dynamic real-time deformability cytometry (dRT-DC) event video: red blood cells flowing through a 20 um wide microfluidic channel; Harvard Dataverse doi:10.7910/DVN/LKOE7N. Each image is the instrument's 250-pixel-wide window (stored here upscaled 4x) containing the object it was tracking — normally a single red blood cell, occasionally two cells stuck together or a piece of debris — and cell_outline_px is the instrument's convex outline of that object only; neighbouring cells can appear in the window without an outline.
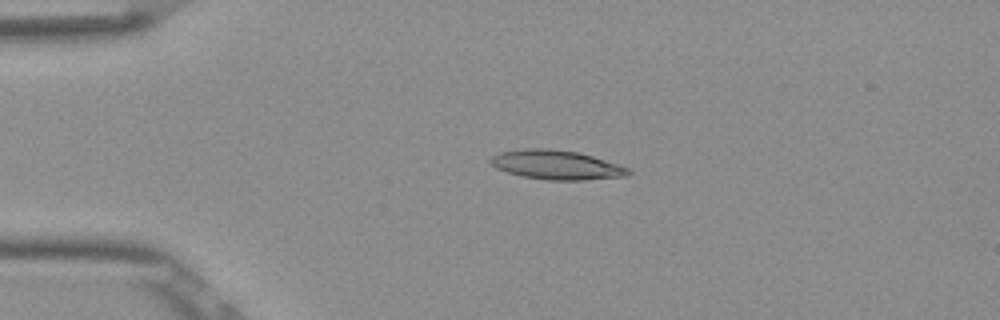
{"species": "Egyptian fruit bat (a non-hibernating species)", "species_latin": "Rousettus aegyptiacus", "temperature_condition": "room temperature", "stored_images_in_passage": 5, "camera_frame_rate_fps": 3000, "um_per_image_px": 0.085, "frame": {"image": 1, "passage_image": 4, "time_ms": 1.0, "image_size_px": [1000, 320], "cell_outline_px": [[632, 172], [628, 176], [580, 180], [548, 180], [520, 176], [496, 168], [488, 160], [492, 156], [500, 152], [520, 148], [548, 148], [580, 152], [620, 164], [632, 168]], "centroid_in_image_um": [47.33, 14.0], "position_along_channel_um": 37.7, "area_um2": 23.87}}